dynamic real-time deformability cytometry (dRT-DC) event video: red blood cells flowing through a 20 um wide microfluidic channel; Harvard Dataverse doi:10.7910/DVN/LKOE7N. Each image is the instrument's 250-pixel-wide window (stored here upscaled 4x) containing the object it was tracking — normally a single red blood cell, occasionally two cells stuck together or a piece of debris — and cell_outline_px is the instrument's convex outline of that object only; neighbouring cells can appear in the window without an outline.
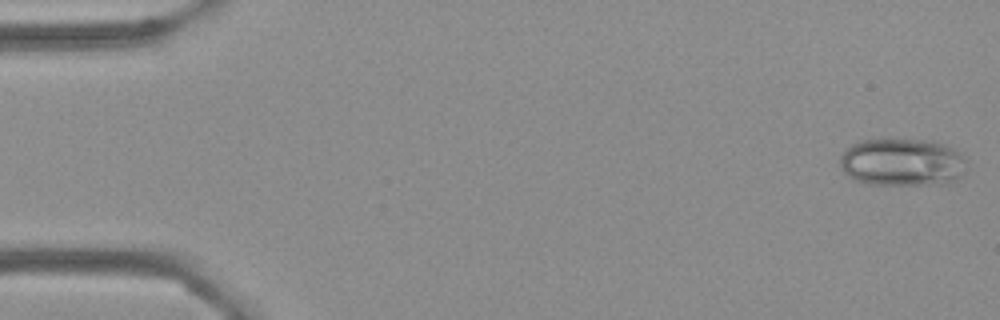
{"species": "Egyptian fruit bat (a non-hibernating species)", "species_latin": "Rousettus aegyptiacus", "temperature_condition": "cold", "stored_images_in_passage": 55, "camera_frame_rate_fps": 3000, "um_per_image_px": 0.085, "frame": {"image": 1, "passage_image": 1, "time_ms": 0.0, "image_size_px": [1000, 320], "cell_outline_px": [[968, 160], [964, 172], [952, 184], [864, 184], [852, 180], [844, 172], [840, 164], [840, 156], [852, 144], [864, 140], [932, 140], [944, 144], [960, 152]], "centroid_in_image_um": [76.73, 13.81], "position_along_channel_um": 8.3, "area_um2": 35.49}}
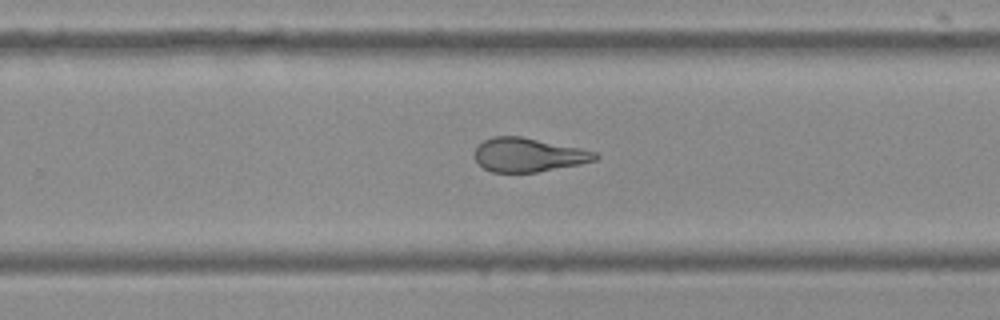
{"frame": {"image": 2, "passage_image": 35, "time_ms": 11.333, "image_size_px": [1000, 320], "cell_outline_px": [[600, 156], [596, 160], [580, 164], [536, 172], [492, 172], [484, 168], [476, 160], [476, 148], [484, 140], [492, 136], [520, 136], [580, 148], [596, 152]], "centroid_in_image_um": [44.93, 13.16], "position_along_channel_um": 284.9, "area_um2": 23.52}}
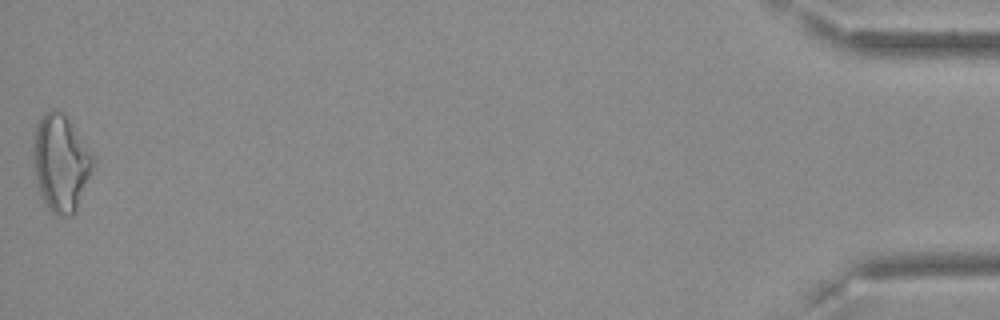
{"frame": {"image": 3, "passage_image": 55, "time_ms": 18.0, "image_size_px": [1000, 320], "cell_outline_px": [[92, 168], [76, 212], [72, 216], [56, 216], [48, 208], [40, 192], [36, 180], [32, 156], [32, 148], [36, 124], [40, 116], [44, 112], [52, 108], [56, 108], [64, 112], [92, 156]], "centroid_in_image_um": [5.11, 13.83], "position_along_channel_um": 430.1, "area_um2": 33.52}, "authors_computed_cell_mechanics": {"area_um2": 26.2412, "velocity_mm_per_s": 3.6244, "shape_relaxation_time_tau1_ms": null, "shape_relaxation_time_tau2_ms": 1.8896, "deformation_change_tau1": null, "deformation_change_tau2": 0.079}}